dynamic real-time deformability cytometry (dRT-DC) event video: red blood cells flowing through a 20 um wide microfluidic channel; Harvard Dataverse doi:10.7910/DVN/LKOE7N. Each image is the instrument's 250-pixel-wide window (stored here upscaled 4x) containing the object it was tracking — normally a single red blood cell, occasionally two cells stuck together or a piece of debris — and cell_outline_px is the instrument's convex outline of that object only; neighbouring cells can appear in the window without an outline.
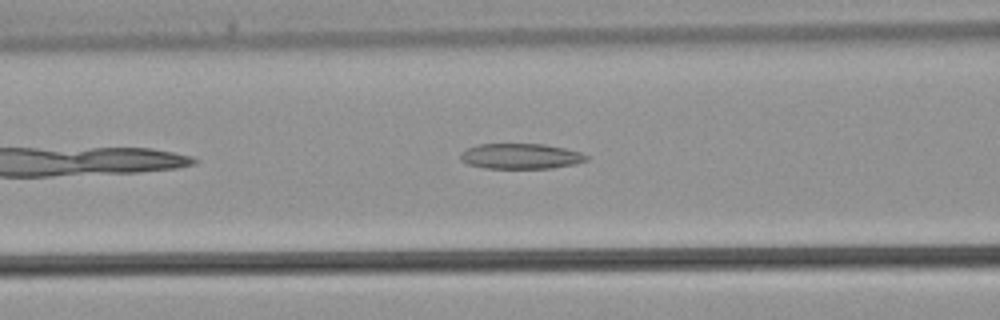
{"species": "common noctule bat (a hibernating species)", "species_latin": "Nyctalus noctula", "temperature_condition": "warm", "stored_images_in_passage": 28, "camera_frame_rate_fps": 3000, "um_per_image_px": 0.085, "animal": {"sex": "male", "body_mass_g": 21.5, "forearm_length_mm": 52.0}, "frame": {"image": 1, "passage_image": 7, "time_ms": 2.0, "image_size_px": [1000, 320], "cell_outline_px": [[588, 160], [576, 164], [552, 168], [484, 168], [468, 164], [460, 160], [460, 152], [468, 148], [480, 144], [544, 144], [564, 148], [580, 152], [588, 156]], "centroid_in_image_um": [44.26, 13.28], "position_along_channel_um": 122.3, "area_um2": 18.67}}
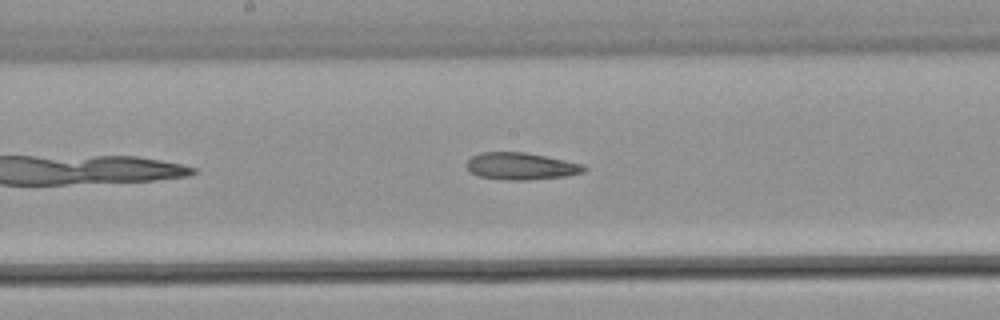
{"frame": {"image": 2, "passage_image": 12, "time_ms": 3.667, "image_size_px": [1000, 320], "cell_outline_px": [[588, 168], [584, 172], [564, 176], [528, 180], [508, 180], [476, 176], [468, 172], [468, 160], [472, 156], [480, 152], [524, 152], [584, 164]], "centroid_in_image_um": [44.27, 14.13], "position_along_channel_um": 203.9, "area_um2": 18.5}}
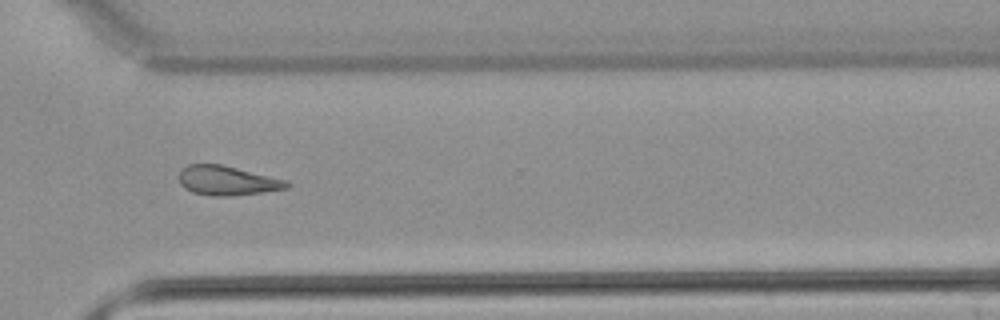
{"frame": {"image": 3, "passage_image": 21, "time_ms": 6.667, "image_size_px": [1000, 320], "cell_outline_px": [[292, 184], [288, 188], [260, 192], [228, 196], [212, 196], [192, 192], [184, 188], [180, 184], [180, 168], [188, 164], [220, 164], [288, 180]], "centroid_in_image_um": [19.3, 15.35], "position_along_channel_um": 351.3, "area_um2": 18.44}}